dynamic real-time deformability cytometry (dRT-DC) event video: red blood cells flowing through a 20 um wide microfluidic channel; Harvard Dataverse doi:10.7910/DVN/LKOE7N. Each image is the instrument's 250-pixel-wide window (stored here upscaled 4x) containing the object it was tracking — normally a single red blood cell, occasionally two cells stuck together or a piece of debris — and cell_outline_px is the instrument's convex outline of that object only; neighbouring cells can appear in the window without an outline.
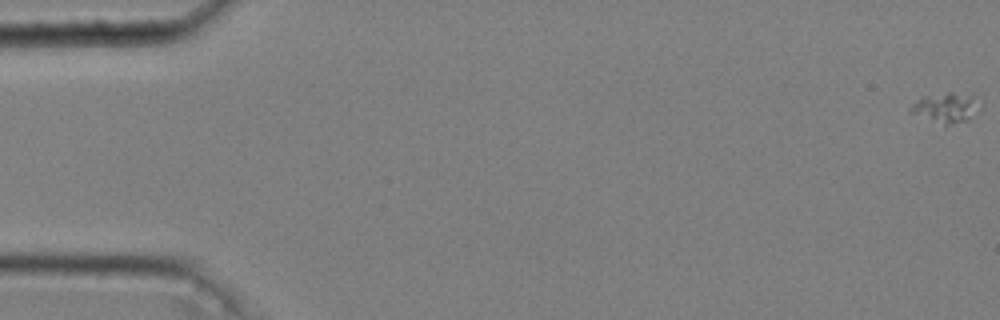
{"species": "common noctule bat (a hibernating species)", "species_latin": "Nyctalus noctula", "temperature_condition": "cold", "stored_images_in_passage": 13, "camera_frame_rate_fps": 3000, "um_per_image_px": 0.085, "animal": {"sex": "male", "body_mass_g": 20.4}, "frame": {"image": 1, "passage_image": 1, "time_ms": 0.0, "image_size_px": [1000, 320], "cell_outline_px": [[968, 120], [948, 124], [944, 124], [908, 112], [908, 108], [912, 104], [924, 96], [948, 92], [952, 92], [968, 100]], "centroid_in_image_um": [80.05, 9.18], "position_along_channel_um": 5.0, "area_um2": 10.12}}